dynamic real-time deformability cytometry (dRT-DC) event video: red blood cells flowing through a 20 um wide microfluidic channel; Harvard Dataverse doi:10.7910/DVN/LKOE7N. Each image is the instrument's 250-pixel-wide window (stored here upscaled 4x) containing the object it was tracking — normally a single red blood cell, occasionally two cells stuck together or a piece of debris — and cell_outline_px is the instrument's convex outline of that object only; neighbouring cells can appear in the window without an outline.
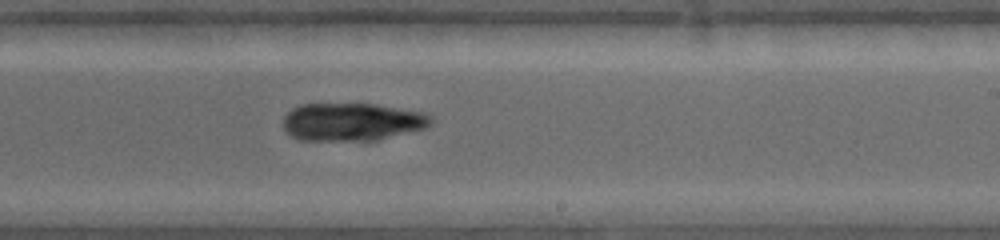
{"species": "common noctule bat (a hibernating species)", "species_latin": "Nyctalus noctula", "temperature_condition": "warm", "stored_images_in_passage": 47, "camera_frame_rate_fps": 4500, "um_per_image_px": 0.085, "animal": {"sex": "female", "body_mass_g": 19.0, "forearm_length_mm": 53.3}, "frame": {"image": 1, "passage_image": 21, "time_ms": 4.889, "image_size_px": [1000, 240], "cell_outline_px": [[432, 120], [424, 128], [376, 140], [296, 140], [284, 128], [284, 116], [292, 108], [300, 104], [372, 104], [420, 112], [428, 116]], "centroid_in_image_um": [29.84, 10.36], "position_along_channel_um": 259.2, "area_um2": 32.02}}
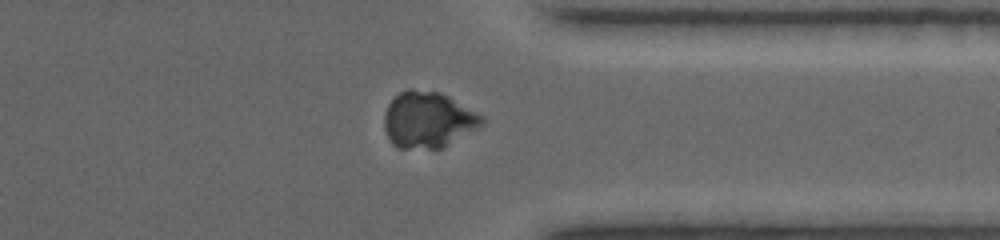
{"frame": {"image": 2, "passage_image": 34, "time_ms": 8.0, "image_size_px": [1000, 240], "cell_outline_px": [[484, 124], [440, 148], [396, 148], [392, 144], [384, 128], [384, 116], [388, 104], [400, 92], [408, 88], [412, 88], [440, 92], [448, 96], [484, 116]], "centroid_in_image_um": [36.36, 10.16], "position_along_channel_um": 375.0, "area_um2": 31.73}}
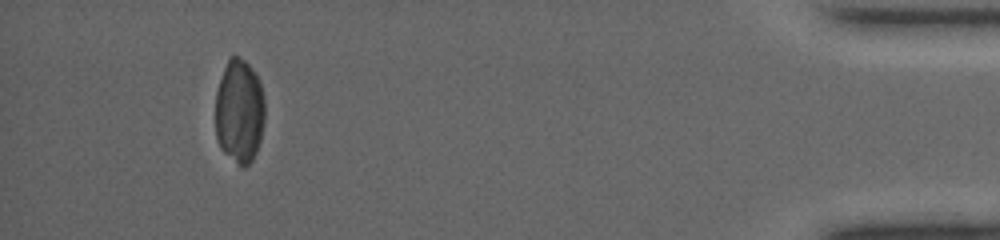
{"frame": {"image": 3, "passage_image": 47, "time_ms": 11.333, "image_size_px": [1000, 240], "cell_outline_px": [[264, 124], [260, 140], [256, 152], [252, 160], [244, 168], [224, 152], [220, 148], [216, 136], [216, 92], [224, 68], [228, 60], [232, 56], [236, 56], [244, 60], [256, 72], [264, 96]], "centroid_in_image_um": [20.36, 9.46], "position_along_channel_um": 414.8, "area_um2": 29.88}}